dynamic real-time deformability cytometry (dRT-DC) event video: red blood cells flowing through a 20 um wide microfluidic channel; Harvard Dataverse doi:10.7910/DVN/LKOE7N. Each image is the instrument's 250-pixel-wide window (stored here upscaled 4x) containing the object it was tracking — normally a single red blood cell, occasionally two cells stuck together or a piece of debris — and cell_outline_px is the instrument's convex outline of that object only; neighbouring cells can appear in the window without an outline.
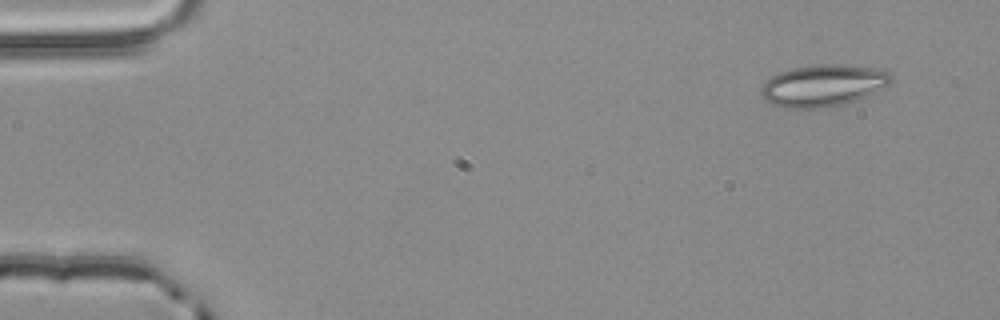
{"species": "common noctule bat (a hibernating species)", "species_latin": "Nyctalus noctula", "temperature_condition": "room temperature", "stored_images_in_passage": 3, "camera_frame_rate_fps": 3000, "um_per_image_px": 0.085, "animal": {"sex": "male", "body_mass_g": 20.4}, "frame": {"image": 1, "passage_image": 1, "time_ms": 0.0, "image_size_px": [1000, 320], "cell_outline_px": [[892, 80], [884, 88], [856, 100], [824, 108], [784, 108], [768, 104], [760, 96], [760, 88], [772, 76], [780, 72], [792, 68], [816, 64], [840, 64], [876, 68], [888, 72], [892, 76]], "centroid_in_image_um": [69.92, 7.27], "position_along_channel_um": 15.1, "area_um2": 31.79}}